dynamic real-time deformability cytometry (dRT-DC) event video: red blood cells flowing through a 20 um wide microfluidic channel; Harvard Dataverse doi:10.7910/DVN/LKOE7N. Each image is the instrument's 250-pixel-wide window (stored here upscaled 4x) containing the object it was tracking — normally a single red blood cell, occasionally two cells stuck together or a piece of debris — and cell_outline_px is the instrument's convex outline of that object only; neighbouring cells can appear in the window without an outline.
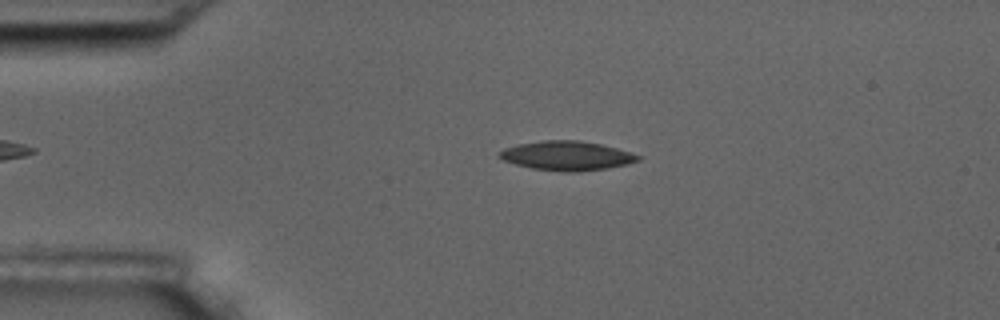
{"species": "common noctule bat (a hibernating species)", "species_latin": "Nyctalus noctula", "temperature_condition": "room temperature", "stored_images_in_passage": 52, "camera_frame_rate_fps": 3000, "um_per_image_px": 0.085, "animal": {"sex": "male", "body_mass_g": 17.5, "forearm_length_mm": 52.3}, "frame": {"image": 1, "passage_image": 11, "time_ms": 3.333, "image_size_px": [1000, 320], "cell_outline_px": [[640, 160], [628, 164], [608, 168], [580, 172], [564, 172], [532, 168], [516, 164], [504, 160], [496, 156], [496, 152], [504, 148], [516, 144], [544, 140], [580, 140], [600, 144], [616, 148], [640, 156]], "centroid_in_image_um": [48.13, 13.24], "position_along_channel_um": 36.9, "area_um2": 23.76}}
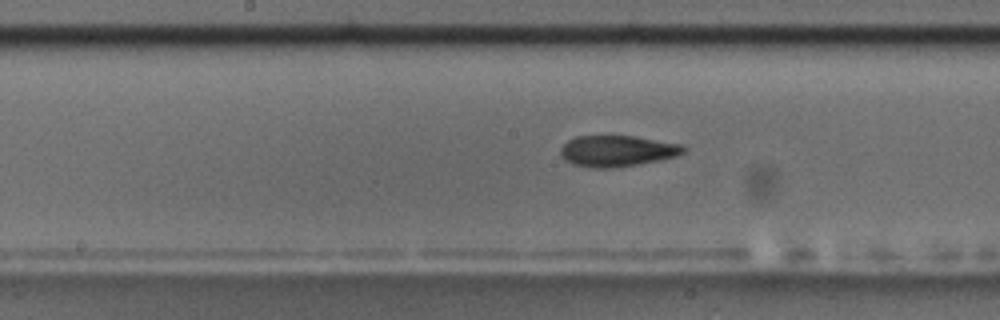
{"frame": {"image": 2, "passage_image": 27, "time_ms": 8.667, "image_size_px": [1000, 320], "cell_outline_px": [[688, 148], [684, 152], [676, 156], [660, 160], [612, 168], [592, 168], [572, 164], [564, 160], [560, 156], [560, 148], [568, 140], [576, 136], [636, 136], [680, 144]], "centroid_in_image_um": [52.43, 12.83], "position_along_channel_um": 195.8, "area_um2": 22.37}}
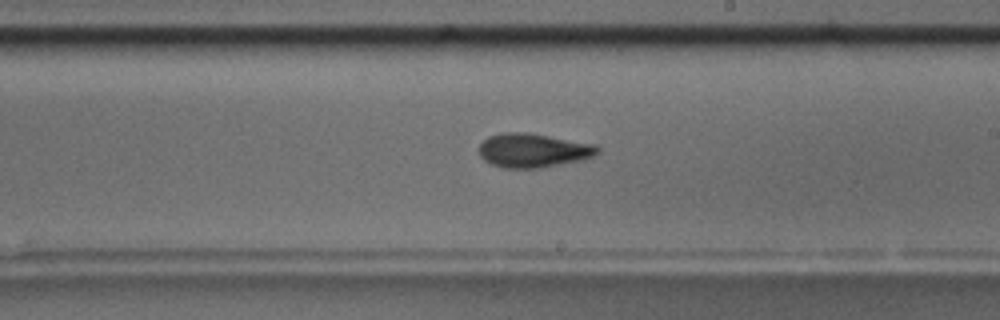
{"frame": {"image": 3, "passage_image": 31, "time_ms": 10.0, "image_size_px": [1000, 320], "cell_outline_px": [[600, 152], [584, 160], [540, 168], [504, 168], [492, 164], [484, 160], [480, 156], [480, 144], [488, 136], [500, 132], [528, 132], [596, 144], [600, 148]], "centroid_in_image_um": [45.34, 12.78], "position_along_channel_um": 243.7, "area_um2": 23.76}, "authors_computed_cell_mechanics": {"area_um2": 22.7154, "velocity_mm_per_s": 3.6169, "shape_relaxation_time_tau1_ms": 4.9988, "shape_relaxation_time_tau2_ms": 6.988, "deformation_change_tau1": 0.1372, "deformation_change_tau2": 0.1563}}